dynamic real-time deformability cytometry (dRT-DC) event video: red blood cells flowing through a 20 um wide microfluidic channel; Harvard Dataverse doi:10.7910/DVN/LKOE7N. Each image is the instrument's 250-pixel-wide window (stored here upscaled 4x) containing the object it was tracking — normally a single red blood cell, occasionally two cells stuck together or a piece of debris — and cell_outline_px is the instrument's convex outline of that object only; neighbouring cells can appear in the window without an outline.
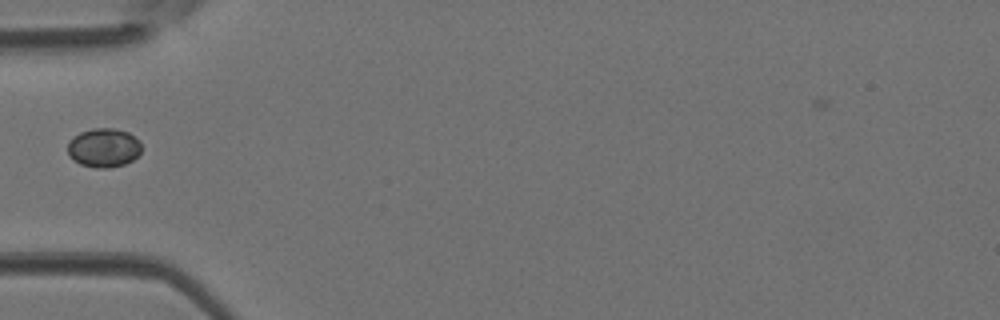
{"species": "Egyptian fruit bat (a non-hibernating species)", "species_latin": "Rousettus aegyptiacus", "temperature_condition": "room temperature", "stored_images_in_passage": 30, "camera_frame_rate_fps": 3000, "um_per_image_px": 0.085, "animal": {"sex": "female"}, "frame": {"image": 1, "passage_image": 1, "time_ms": 0.0, "image_size_px": [1000, 320], "cell_outline_px": [[140, 152], [132, 160], [124, 164], [108, 168], [96, 168], [80, 164], [72, 160], [68, 152], [68, 144], [80, 132], [92, 128], [112, 128], [128, 132], [140, 140]], "centroid_in_image_um": [8.82, 12.56], "position_along_channel_um": 76.2, "area_um2": 16.65}}
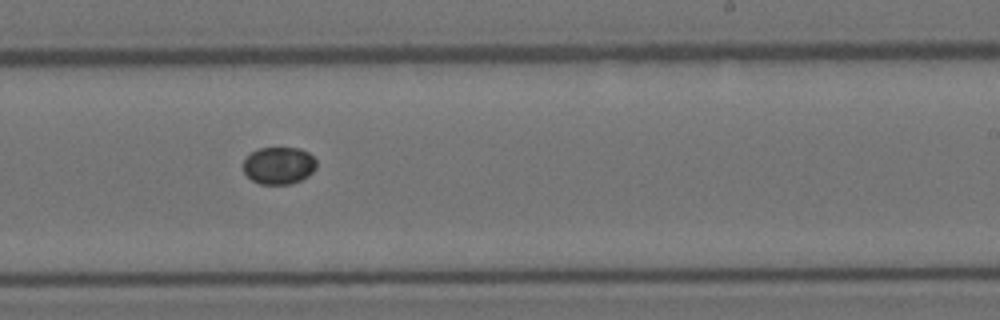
{"frame": {"image": 2, "passage_image": 13, "time_ms": 4.0, "image_size_px": [1000, 320], "cell_outline_px": [[316, 168], [308, 176], [292, 184], [260, 184], [252, 180], [244, 172], [244, 160], [252, 152], [260, 148], [300, 148], [308, 152], [316, 160]], "centroid_in_image_um": [23.72, 14.07], "position_along_channel_um": 265.3, "area_um2": 15.84}}
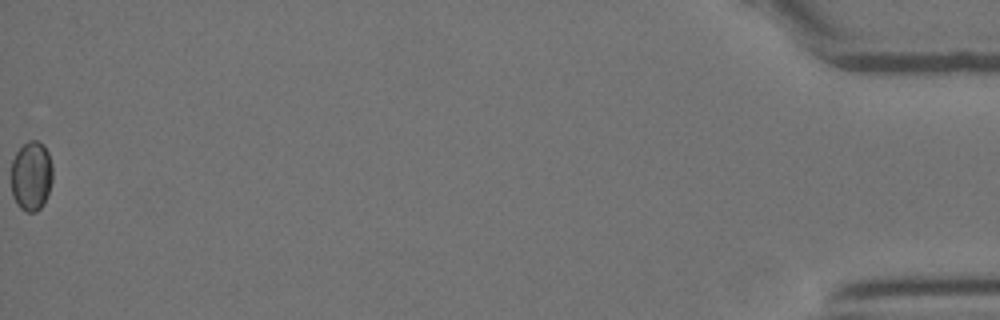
{"frame": {"image": 3, "passage_image": 30, "time_ms": 9.667, "image_size_px": [1000, 320], "cell_outline_px": [[52, 180], [44, 204], [36, 212], [28, 212], [20, 208], [16, 204], [12, 196], [12, 160], [16, 152], [28, 140], [36, 140], [44, 144], [48, 152], [52, 164]], "centroid_in_image_um": [2.67, 14.95], "position_along_channel_um": 432.5, "area_um2": 16.94}}